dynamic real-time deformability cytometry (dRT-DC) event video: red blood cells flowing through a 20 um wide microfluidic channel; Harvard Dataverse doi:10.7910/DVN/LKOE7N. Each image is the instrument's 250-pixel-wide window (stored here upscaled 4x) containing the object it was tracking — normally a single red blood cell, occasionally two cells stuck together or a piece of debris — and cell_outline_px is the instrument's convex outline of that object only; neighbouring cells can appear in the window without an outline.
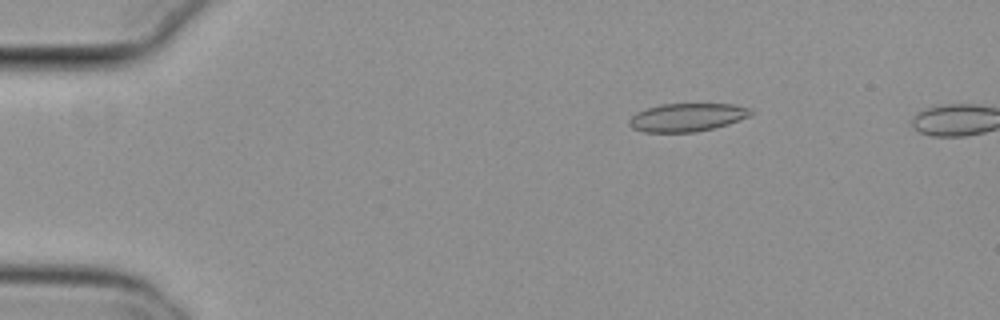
{"species": "common noctule bat (a hibernating species)", "species_latin": "Nyctalus noctula", "temperature_condition": "cold", "stored_images_in_passage": 12, "camera_frame_rate_fps": 3000, "um_per_image_px": 0.085, "animal": {"sex": "female", "body_mass_g": 29.2, "forearm_length_mm": 56.3}, "frame": {"image": 1, "passage_image": 10, "time_ms": 3.0, "image_size_px": [1000, 320], "cell_outline_px": [[752, 112], [748, 116], [728, 124], [696, 132], [644, 132], [632, 128], [628, 124], [628, 120], [636, 112], [644, 108], [660, 104], [732, 104], [752, 108]], "centroid_in_image_um": [58.35, 9.97], "position_along_channel_um": 26.6, "area_um2": 20.0}}